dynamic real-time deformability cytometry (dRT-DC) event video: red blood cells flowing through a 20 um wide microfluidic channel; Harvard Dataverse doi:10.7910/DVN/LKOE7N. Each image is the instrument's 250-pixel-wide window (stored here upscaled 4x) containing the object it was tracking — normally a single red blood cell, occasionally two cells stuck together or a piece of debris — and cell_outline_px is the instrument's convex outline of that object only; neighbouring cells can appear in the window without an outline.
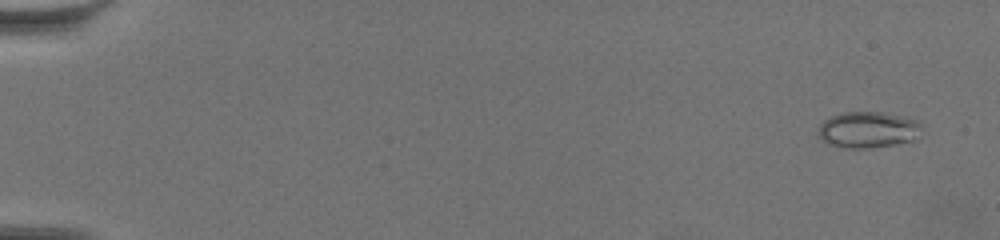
{"species": "common noctule bat (a hibernating species)", "species_latin": "Nyctalus noctula", "temperature_condition": "warm", "stored_images_in_passage": 21, "camera_frame_rate_fps": 3000, "um_per_image_px": 0.085, "animal": {"sex": "female", "body_mass_g": 19.5, "forearm_length_mm": 54.1}, "frame": {"image": 1, "passage_image": 2, "time_ms": 0.333, "image_size_px": [1000, 240], "cell_outline_px": [[920, 124], [916, 140], [896, 144], [868, 148], [844, 148], [828, 144], [816, 132], [820, 124], [824, 120], [832, 116], [844, 112], [880, 112], [900, 116], [916, 120]], "centroid_in_image_um": [73.74, 11.04], "position_along_channel_um": 11.3, "area_um2": 21.68}}
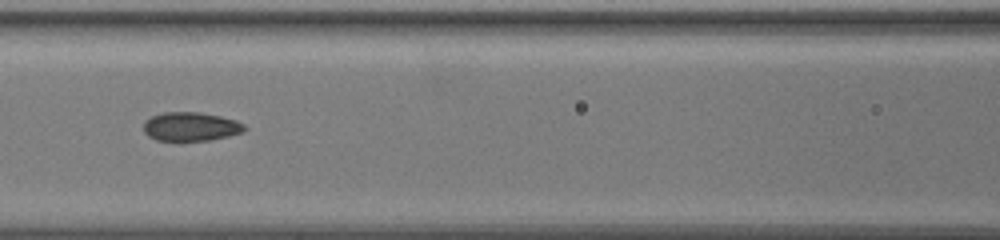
{"frame": {"image": 2, "passage_image": 14, "time_ms": 4.333, "image_size_px": [1000, 240], "cell_outline_px": [[248, 128], [244, 132], [228, 136], [208, 140], [180, 144], [156, 140], [148, 136], [144, 132], [144, 120], [152, 116], [164, 112], [200, 112], [220, 116], [236, 120], [244, 124]], "centroid_in_image_um": [16.19, 10.8], "position_along_channel_um": 150.4, "area_um2": 17.74}}
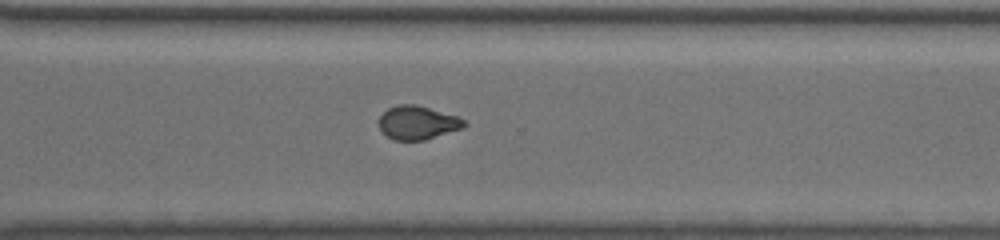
{"frame": {"image": 3, "passage_image": 21, "time_ms": 6.667, "image_size_px": [1000, 240], "cell_outline_px": [[468, 124], [464, 128], [424, 140], [392, 140], [380, 132], [380, 116], [388, 108], [400, 104], [416, 104], [456, 116], [464, 120]], "centroid_in_image_um": [35.49, 10.44], "position_along_channel_um": 335.1, "area_um2": 16.7}}